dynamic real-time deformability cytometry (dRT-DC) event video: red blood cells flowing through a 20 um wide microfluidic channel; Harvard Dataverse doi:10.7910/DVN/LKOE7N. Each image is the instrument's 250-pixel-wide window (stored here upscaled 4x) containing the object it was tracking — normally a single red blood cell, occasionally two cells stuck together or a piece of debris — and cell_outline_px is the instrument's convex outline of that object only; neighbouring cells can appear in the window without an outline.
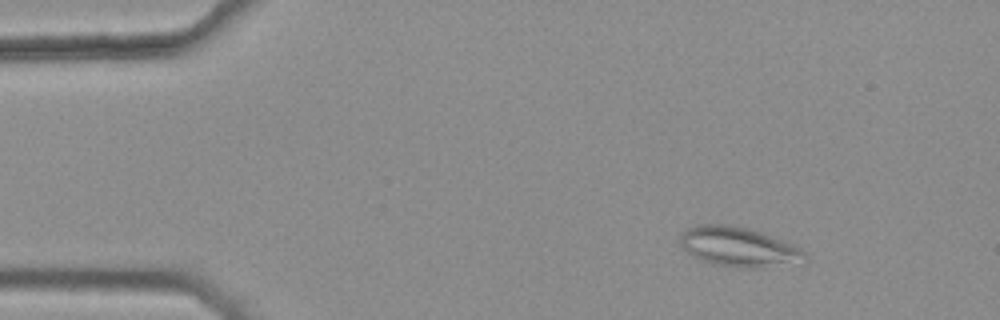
{"species": "common noctule bat (a hibernating species)", "species_latin": "Nyctalus noctula", "temperature_condition": "warm", "stored_images_in_passage": 3, "camera_frame_rate_fps": 3000, "um_per_image_px": 0.085, "animal": {"sex": "female", "body_mass_g": 25.1}, "frame": {"image": 1, "passage_image": 1, "time_ms": 0.0, "image_size_px": [1000, 320], "cell_outline_px": [[808, 260], [764, 268], [732, 268], [712, 264], [692, 256], [680, 244], [680, 236], [688, 228], [696, 224], [728, 224], [748, 228], [760, 232], [792, 244], [800, 248], [808, 256]], "centroid_in_image_um": [62.77, 21.0], "position_along_channel_um": 22.2, "area_um2": 28.9}}